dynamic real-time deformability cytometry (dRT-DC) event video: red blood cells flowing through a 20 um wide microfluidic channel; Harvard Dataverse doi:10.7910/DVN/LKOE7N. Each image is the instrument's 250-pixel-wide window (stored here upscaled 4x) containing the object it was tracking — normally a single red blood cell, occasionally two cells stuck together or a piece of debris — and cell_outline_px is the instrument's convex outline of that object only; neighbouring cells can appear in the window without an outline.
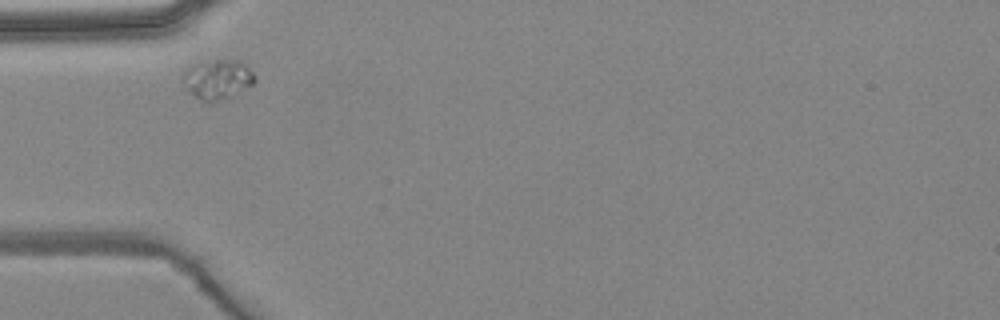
{"species": "common noctule bat (a hibernating species)", "species_latin": "Nyctalus noctula", "temperature_condition": "warm", "stored_images_in_passage": 5, "camera_frame_rate_fps": 3000, "um_per_image_px": 0.085, "animal": {"sex": "female", "body_mass_g": 24.6, "forearm_length_mm": 56.2}, "frame": {"image": 1, "passage_image": 1, "time_ms": 0.0, "image_size_px": [1000, 320], "cell_outline_px": [[256, 80], [252, 84], [236, 96], [228, 100], [208, 104], [200, 100], [188, 92], [180, 76], [192, 64], [216, 60], [240, 60], [256, 76]], "centroid_in_image_um": [18.49, 6.8], "position_along_channel_um": 66.5, "area_um2": 17.17}}
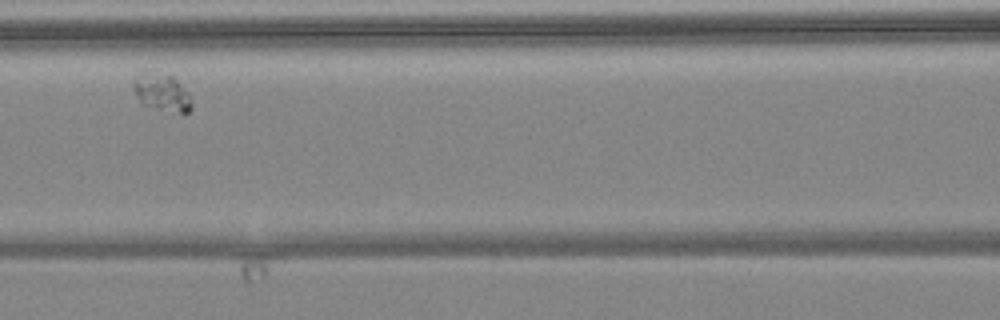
{"frame": {"image": 2, "passage_image": 3, "time_ms": 2.333, "image_size_px": [1000, 320], "cell_outline_px": [[192, 108], [188, 112], [180, 112], [140, 104], [132, 88], [132, 76], [172, 76], [188, 92], [192, 104]], "centroid_in_image_um": [13.74, 7.91], "position_along_channel_um": 152.9, "area_um2": 11.91}}
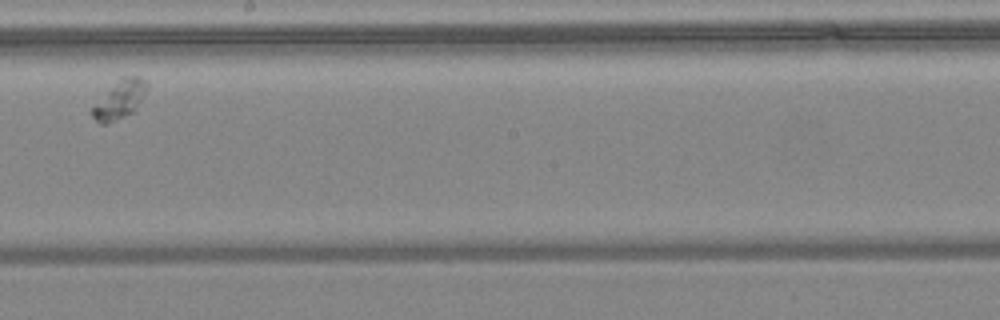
{"frame": {"image": 3, "passage_image": 5, "time_ms": 4.667, "image_size_px": [1000, 320], "cell_outline_px": [[148, 84], [140, 100], [132, 112], [116, 120], [104, 124], [100, 124], [92, 116], [92, 108], [120, 76], [140, 76], [148, 80]], "centroid_in_image_um": [10.18, 8.42], "position_along_channel_um": 238.0, "area_um2": 11.85}}